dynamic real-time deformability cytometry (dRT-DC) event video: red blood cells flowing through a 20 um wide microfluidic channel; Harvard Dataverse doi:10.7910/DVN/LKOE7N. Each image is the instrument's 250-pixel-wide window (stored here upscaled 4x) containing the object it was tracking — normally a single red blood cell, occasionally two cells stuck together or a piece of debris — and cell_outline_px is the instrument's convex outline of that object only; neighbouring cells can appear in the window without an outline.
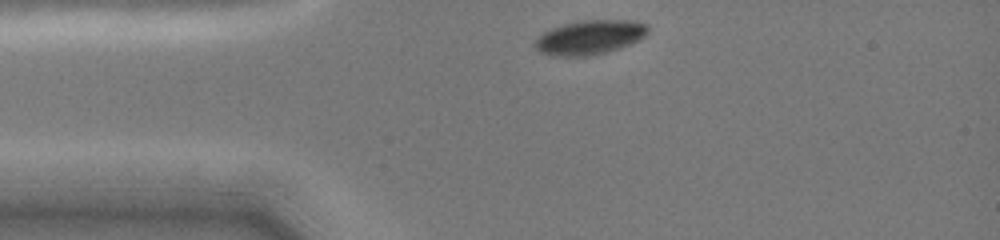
{"species": "common noctule bat (a hibernating species)", "species_latin": "Nyctalus noctula", "temperature_condition": "cold", "stored_images_in_passage": 3, "camera_frame_rate_fps": 3000, "um_per_image_px": 0.085, "animal": {"sex": "female", "body_mass_g": 19.0, "forearm_length_mm": 51.5}, "frame": {"image": 1, "passage_image": 1, "time_ms": 0.0, "image_size_px": [1000, 240], "cell_outline_px": [[648, 32], [644, 36], [620, 48], [604, 52], [584, 56], [556, 56], [540, 52], [536, 48], [536, 40], [544, 32], [552, 28], [564, 24], [580, 20], [632, 20], [648, 24]], "centroid_in_image_um": [50.14, 3.15], "position_along_channel_um": 34.9, "area_um2": 22.2}}
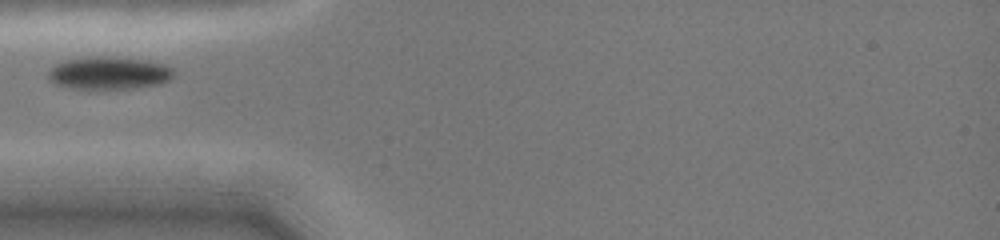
{"frame": {"image": 2, "passage_image": 3, "time_ms": 1.667, "image_size_px": [1000, 240], "cell_outline_px": [[172, 76], [168, 80], [160, 84], [132, 88], [88, 92], [56, 84], [48, 76], [48, 72], [56, 64], [68, 60], [88, 56], [112, 56], [148, 60], [164, 64], [172, 68]], "centroid_in_image_um": [9.25, 6.24], "position_along_channel_um": 75.8, "area_um2": 24.51}}